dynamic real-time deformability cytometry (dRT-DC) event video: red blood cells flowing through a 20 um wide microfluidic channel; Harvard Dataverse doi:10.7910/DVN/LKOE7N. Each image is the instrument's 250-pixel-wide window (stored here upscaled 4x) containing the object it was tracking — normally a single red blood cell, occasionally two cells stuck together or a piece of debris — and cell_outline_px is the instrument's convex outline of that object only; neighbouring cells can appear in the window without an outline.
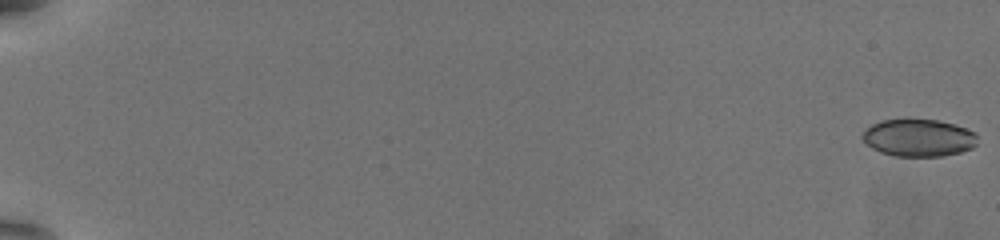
{"species": "common noctule bat (a hibernating species)", "species_latin": "Nyctalus noctula", "temperature_condition": "warm", "stored_images_in_passage": 58, "camera_frame_rate_fps": 3000, "um_per_image_px": 0.085, "animal": {"sex": "female", "body_mass_g": 19.5, "forearm_length_mm": 54.1}, "frame": {"image": 1, "passage_image": 1, "time_ms": 0.0, "image_size_px": [1000, 240], "cell_outline_px": [[976, 144], [972, 148], [960, 152], [944, 156], [896, 156], [880, 152], [872, 148], [860, 136], [872, 124], [884, 120], [936, 120], [956, 124], [972, 132], [976, 136]], "centroid_in_image_um": [78.08, 11.72], "position_along_channel_um": 6.9, "area_um2": 24.68}}
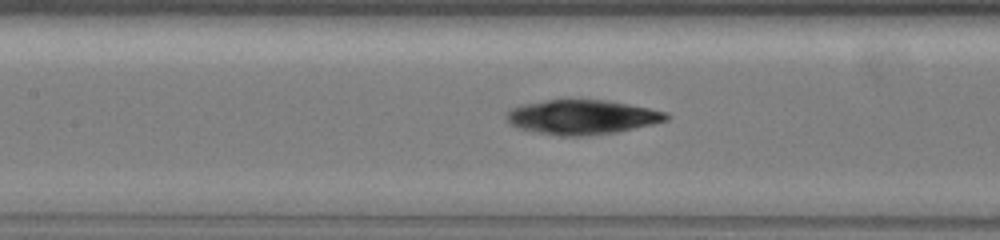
{"frame": {"image": 2, "passage_image": 31, "time_ms": 10.0, "image_size_px": [1000, 240], "cell_outline_px": [[668, 120], [652, 124], [616, 132], [580, 136], [560, 136], [536, 132], [516, 128], [508, 124], [504, 116], [512, 108], [520, 104], [548, 100], [604, 100], [628, 104], [648, 108], [664, 112], [668, 116]], "centroid_in_image_um": [49.39, 9.96], "position_along_channel_um": 158.0, "area_um2": 31.96}}
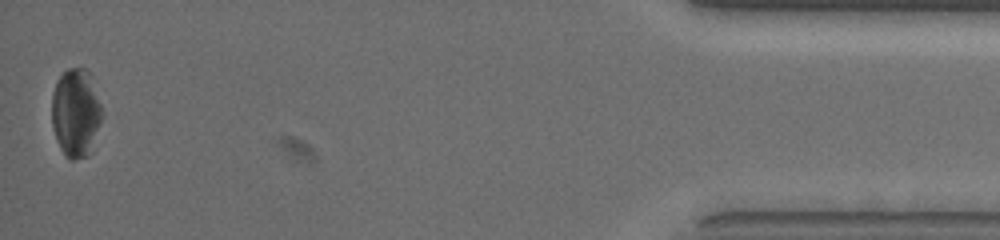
{"frame": {"image": 3, "passage_image": 58, "time_ms": 19.0, "image_size_px": [1000, 240], "cell_outline_px": [[104, 116], [92, 152], [88, 156], [72, 160], [68, 160], [64, 156], [56, 140], [52, 124], [52, 92], [56, 80], [68, 68], [84, 68], [88, 72], [100, 104]], "centroid_in_image_um": [6.45, 9.66], "position_along_channel_um": 428.8, "area_um2": 26.3}, "authors_computed_cell_mechanics": {"area_um2": 28.6399, "velocity_mm_per_s": 3.8237, "shape_relaxation_time_tau1_ms": 2.025, "shape_relaxation_time_tau2_ms": null, "deformation_change_tau1": 0.0895, "deformation_change_tau2": null}}